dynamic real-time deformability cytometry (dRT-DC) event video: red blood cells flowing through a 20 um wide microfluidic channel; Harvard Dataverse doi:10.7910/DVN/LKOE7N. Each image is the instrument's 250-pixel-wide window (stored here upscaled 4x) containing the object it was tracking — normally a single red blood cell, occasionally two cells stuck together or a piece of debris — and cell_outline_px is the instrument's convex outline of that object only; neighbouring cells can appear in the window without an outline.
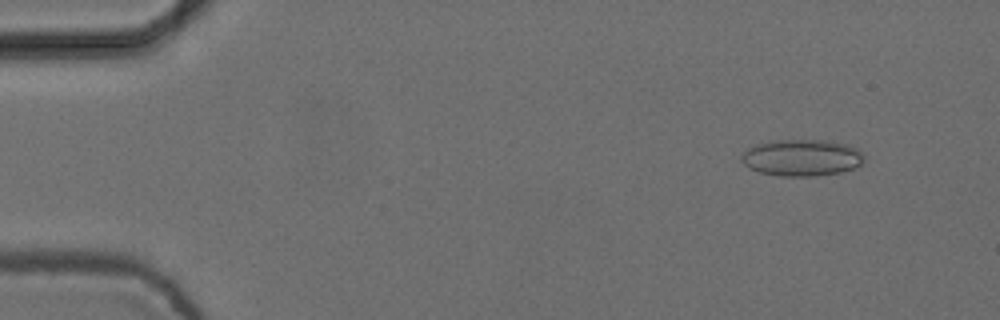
{"species": "common noctule bat (a hibernating species)", "species_latin": "Nyctalus noctula", "temperature_condition": "cold", "stored_images_in_passage": 4, "camera_frame_rate_fps": 3000, "um_per_image_px": 0.085, "animal": {"sex": "female", "body_mass_g": 24.6, "forearm_length_mm": 56.2}, "frame": {"image": 1, "passage_image": 1, "time_ms": 0.0, "image_size_px": [1000, 320], "cell_outline_px": [[864, 160], [856, 168], [840, 172], [812, 176], [780, 176], [760, 172], [748, 168], [740, 160], [740, 156], [748, 148], [756, 144], [776, 140], [828, 140], [848, 144], [856, 148], [864, 156]], "centroid_in_image_um": [68.14, 13.4], "position_along_channel_um": 16.9, "area_um2": 26.3}}
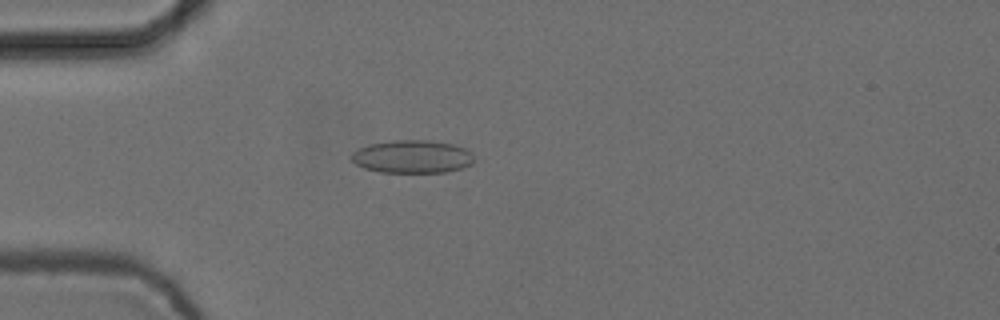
{"frame": {"image": 2, "passage_image": 4, "time_ms": 1.0, "image_size_px": [1000, 320], "cell_outline_px": [[476, 160], [472, 164], [460, 168], [444, 172], [380, 172], [364, 168], [356, 164], [352, 160], [352, 152], [368, 144], [392, 140], [428, 140], [452, 144], [464, 148], [472, 152]], "centroid_in_image_um": [35.06, 13.31], "position_along_channel_um": 49.9, "area_um2": 23.58}}